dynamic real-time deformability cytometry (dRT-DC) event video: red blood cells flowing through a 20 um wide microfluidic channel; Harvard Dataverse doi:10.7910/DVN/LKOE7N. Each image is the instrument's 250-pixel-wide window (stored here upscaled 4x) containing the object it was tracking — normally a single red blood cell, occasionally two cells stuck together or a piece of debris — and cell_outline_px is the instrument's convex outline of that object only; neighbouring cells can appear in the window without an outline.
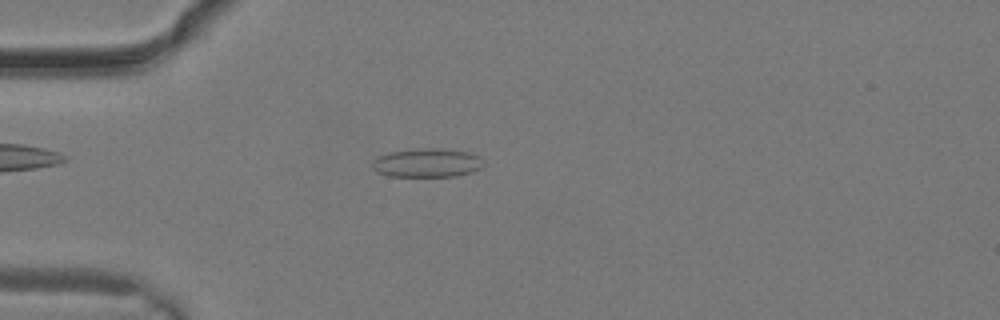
{"species": "common noctule bat (a hibernating species)", "species_latin": "Nyctalus noctula", "temperature_condition": "warm", "stored_images_in_passage": 10, "camera_frame_rate_fps": 3000, "um_per_image_px": 0.085, "animal": {"sex": "male", "body_mass_g": 19.2, "forearm_length_mm": 51.8}, "frame": {"image": 1, "passage_image": 2, "time_ms": 0.333, "image_size_px": [1000, 320], "cell_outline_px": [[484, 164], [480, 168], [472, 172], [456, 176], [388, 176], [376, 172], [372, 168], [372, 160], [388, 152], [416, 148], [440, 148], [468, 152], [480, 156]], "centroid_in_image_um": [36.28, 13.83], "position_along_channel_um": 48.7, "area_um2": 18.84}}
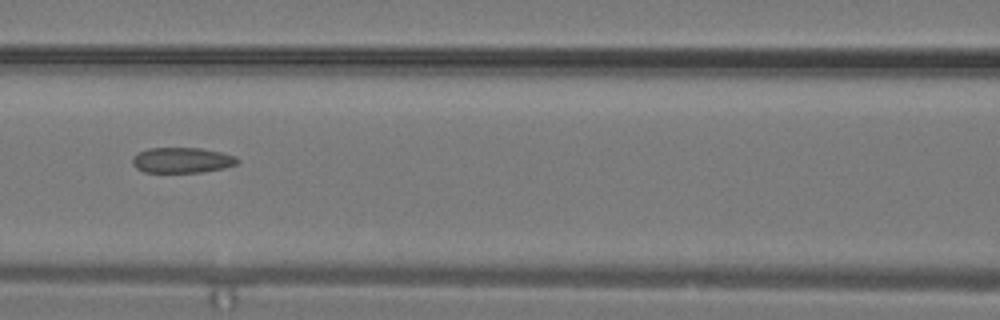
{"frame": {"image": 2, "passage_image": 7, "time_ms": 2.0, "image_size_px": [1000, 320], "cell_outline_px": [[240, 160], [236, 164], [224, 168], [200, 172], [144, 172], [136, 168], [132, 164], [132, 156], [136, 152], [148, 148], [200, 148], [220, 152], [236, 156]], "centroid_in_image_um": [15.43, 13.61], "position_along_channel_um": 151.2, "area_um2": 15.66}}
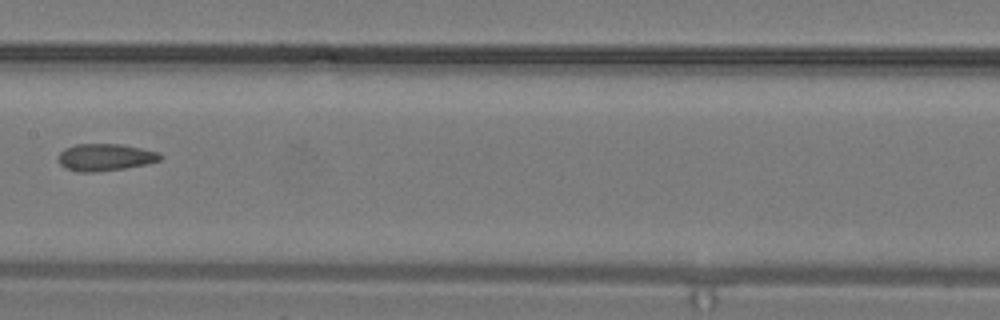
{"frame": {"image": 3, "passage_image": 9, "time_ms": 2.667, "image_size_px": [1000, 320], "cell_outline_px": [[164, 156], [160, 160], [144, 164], [124, 168], [92, 172], [76, 172], [64, 168], [60, 164], [60, 152], [64, 148], [76, 144], [120, 144], [160, 152]], "centroid_in_image_um": [8.94, 13.36], "position_along_channel_um": 198.5, "area_um2": 16.01}}